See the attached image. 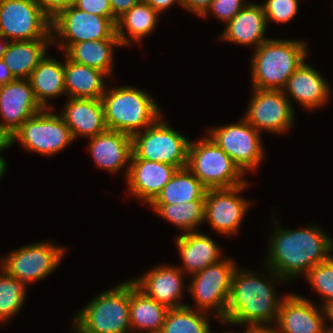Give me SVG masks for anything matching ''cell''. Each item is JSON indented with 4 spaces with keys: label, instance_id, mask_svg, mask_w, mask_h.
Segmentation results:
<instances>
[{
    "label": "cell",
    "instance_id": "25",
    "mask_svg": "<svg viewBox=\"0 0 333 333\" xmlns=\"http://www.w3.org/2000/svg\"><path fill=\"white\" fill-rule=\"evenodd\" d=\"M168 310L167 306L146 296L129 280L131 333H160Z\"/></svg>",
    "mask_w": 333,
    "mask_h": 333
},
{
    "label": "cell",
    "instance_id": "20",
    "mask_svg": "<svg viewBox=\"0 0 333 333\" xmlns=\"http://www.w3.org/2000/svg\"><path fill=\"white\" fill-rule=\"evenodd\" d=\"M88 139L89 153L92 155L96 166L113 174L120 172L122 167L127 166L126 178L132 155L131 135L107 129Z\"/></svg>",
    "mask_w": 333,
    "mask_h": 333
},
{
    "label": "cell",
    "instance_id": "40",
    "mask_svg": "<svg viewBox=\"0 0 333 333\" xmlns=\"http://www.w3.org/2000/svg\"><path fill=\"white\" fill-rule=\"evenodd\" d=\"M212 1L213 0H181L184 9L195 13L199 17L207 11Z\"/></svg>",
    "mask_w": 333,
    "mask_h": 333
},
{
    "label": "cell",
    "instance_id": "32",
    "mask_svg": "<svg viewBox=\"0 0 333 333\" xmlns=\"http://www.w3.org/2000/svg\"><path fill=\"white\" fill-rule=\"evenodd\" d=\"M153 210L168 222L185 232H196L204 221L205 200H195L181 204H149Z\"/></svg>",
    "mask_w": 333,
    "mask_h": 333
},
{
    "label": "cell",
    "instance_id": "39",
    "mask_svg": "<svg viewBox=\"0 0 333 333\" xmlns=\"http://www.w3.org/2000/svg\"><path fill=\"white\" fill-rule=\"evenodd\" d=\"M39 8L52 20L59 12L74 5L75 0H34Z\"/></svg>",
    "mask_w": 333,
    "mask_h": 333
},
{
    "label": "cell",
    "instance_id": "22",
    "mask_svg": "<svg viewBox=\"0 0 333 333\" xmlns=\"http://www.w3.org/2000/svg\"><path fill=\"white\" fill-rule=\"evenodd\" d=\"M226 25L219 38L226 42L252 45L256 49L269 39L264 36L267 21L262 4L248 3Z\"/></svg>",
    "mask_w": 333,
    "mask_h": 333
},
{
    "label": "cell",
    "instance_id": "15",
    "mask_svg": "<svg viewBox=\"0 0 333 333\" xmlns=\"http://www.w3.org/2000/svg\"><path fill=\"white\" fill-rule=\"evenodd\" d=\"M248 182L230 188L207 189L205 194L204 221L219 234L233 235L240 230L250 202L239 195Z\"/></svg>",
    "mask_w": 333,
    "mask_h": 333
},
{
    "label": "cell",
    "instance_id": "21",
    "mask_svg": "<svg viewBox=\"0 0 333 333\" xmlns=\"http://www.w3.org/2000/svg\"><path fill=\"white\" fill-rule=\"evenodd\" d=\"M62 110L60 116L74 140L78 136L94 137L107 130L101 99L69 98Z\"/></svg>",
    "mask_w": 333,
    "mask_h": 333
},
{
    "label": "cell",
    "instance_id": "16",
    "mask_svg": "<svg viewBox=\"0 0 333 333\" xmlns=\"http://www.w3.org/2000/svg\"><path fill=\"white\" fill-rule=\"evenodd\" d=\"M305 297L286 294L279 307L276 333H324L322 308Z\"/></svg>",
    "mask_w": 333,
    "mask_h": 333
},
{
    "label": "cell",
    "instance_id": "6",
    "mask_svg": "<svg viewBox=\"0 0 333 333\" xmlns=\"http://www.w3.org/2000/svg\"><path fill=\"white\" fill-rule=\"evenodd\" d=\"M187 168L207 188H230L246 183L245 174L209 136L190 141Z\"/></svg>",
    "mask_w": 333,
    "mask_h": 333
},
{
    "label": "cell",
    "instance_id": "30",
    "mask_svg": "<svg viewBox=\"0 0 333 333\" xmlns=\"http://www.w3.org/2000/svg\"><path fill=\"white\" fill-rule=\"evenodd\" d=\"M158 16L159 13L144 0L125 12L116 22V35L121 46L130 45V39L141 42L143 37L148 36L157 27Z\"/></svg>",
    "mask_w": 333,
    "mask_h": 333
},
{
    "label": "cell",
    "instance_id": "8",
    "mask_svg": "<svg viewBox=\"0 0 333 333\" xmlns=\"http://www.w3.org/2000/svg\"><path fill=\"white\" fill-rule=\"evenodd\" d=\"M236 262L226 257L217 263L207 266L192 275L187 290L192 295L196 310L212 311L219 321H224L229 299L232 278L237 269ZM209 310V311H208Z\"/></svg>",
    "mask_w": 333,
    "mask_h": 333
},
{
    "label": "cell",
    "instance_id": "14",
    "mask_svg": "<svg viewBox=\"0 0 333 333\" xmlns=\"http://www.w3.org/2000/svg\"><path fill=\"white\" fill-rule=\"evenodd\" d=\"M244 119L257 131L282 134L294 122V109L283 90L255 89Z\"/></svg>",
    "mask_w": 333,
    "mask_h": 333
},
{
    "label": "cell",
    "instance_id": "28",
    "mask_svg": "<svg viewBox=\"0 0 333 333\" xmlns=\"http://www.w3.org/2000/svg\"><path fill=\"white\" fill-rule=\"evenodd\" d=\"M34 96L43 109L52 108L47 102L65 93L64 62L45 57L34 68L28 78ZM49 105V106H48Z\"/></svg>",
    "mask_w": 333,
    "mask_h": 333
},
{
    "label": "cell",
    "instance_id": "47",
    "mask_svg": "<svg viewBox=\"0 0 333 333\" xmlns=\"http://www.w3.org/2000/svg\"><path fill=\"white\" fill-rule=\"evenodd\" d=\"M245 333H276L272 328L247 329Z\"/></svg>",
    "mask_w": 333,
    "mask_h": 333
},
{
    "label": "cell",
    "instance_id": "4",
    "mask_svg": "<svg viewBox=\"0 0 333 333\" xmlns=\"http://www.w3.org/2000/svg\"><path fill=\"white\" fill-rule=\"evenodd\" d=\"M107 129L129 135L153 125L162 115L148 92L137 87L106 88L102 98Z\"/></svg>",
    "mask_w": 333,
    "mask_h": 333
},
{
    "label": "cell",
    "instance_id": "48",
    "mask_svg": "<svg viewBox=\"0 0 333 333\" xmlns=\"http://www.w3.org/2000/svg\"><path fill=\"white\" fill-rule=\"evenodd\" d=\"M7 169V162L3 157H0V179Z\"/></svg>",
    "mask_w": 333,
    "mask_h": 333
},
{
    "label": "cell",
    "instance_id": "35",
    "mask_svg": "<svg viewBox=\"0 0 333 333\" xmlns=\"http://www.w3.org/2000/svg\"><path fill=\"white\" fill-rule=\"evenodd\" d=\"M304 277L324 299L321 304L333 301V255L311 268Z\"/></svg>",
    "mask_w": 333,
    "mask_h": 333
},
{
    "label": "cell",
    "instance_id": "36",
    "mask_svg": "<svg viewBox=\"0 0 333 333\" xmlns=\"http://www.w3.org/2000/svg\"><path fill=\"white\" fill-rule=\"evenodd\" d=\"M262 6L267 23H287L298 13L299 0H267Z\"/></svg>",
    "mask_w": 333,
    "mask_h": 333
},
{
    "label": "cell",
    "instance_id": "43",
    "mask_svg": "<svg viewBox=\"0 0 333 333\" xmlns=\"http://www.w3.org/2000/svg\"><path fill=\"white\" fill-rule=\"evenodd\" d=\"M13 144V136L12 134L0 124V152ZM0 157L1 153H0Z\"/></svg>",
    "mask_w": 333,
    "mask_h": 333
},
{
    "label": "cell",
    "instance_id": "49",
    "mask_svg": "<svg viewBox=\"0 0 333 333\" xmlns=\"http://www.w3.org/2000/svg\"><path fill=\"white\" fill-rule=\"evenodd\" d=\"M324 333H333V327H331V325L327 327V324L325 323Z\"/></svg>",
    "mask_w": 333,
    "mask_h": 333
},
{
    "label": "cell",
    "instance_id": "1",
    "mask_svg": "<svg viewBox=\"0 0 333 333\" xmlns=\"http://www.w3.org/2000/svg\"><path fill=\"white\" fill-rule=\"evenodd\" d=\"M275 224L277 226L270 237L268 257L264 262L286 282L300 274L306 275L315 265L332 256V237L321 231L319 226L288 230L282 229L277 220Z\"/></svg>",
    "mask_w": 333,
    "mask_h": 333
},
{
    "label": "cell",
    "instance_id": "27",
    "mask_svg": "<svg viewBox=\"0 0 333 333\" xmlns=\"http://www.w3.org/2000/svg\"><path fill=\"white\" fill-rule=\"evenodd\" d=\"M121 46L119 39H101L70 44L63 52L65 56L78 64L104 72L112 76L114 48Z\"/></svg>",
    "mask_w": 333,
    "mask_h": 333
},
{
    "label": "cell",
    "instance_id": "29",
    "mask_svg": "<svg viewBox=\"0 0 333 333\" xmlns=\"http://www.w3.org/2000/svg\"><path fill=\"white\" fill-rule=\"evenodd\" d=\"M52 39L9 42L3 56L15 79H28L34 68L45 57Z\"/></svg>",
    "mask_w": 333,
    "mask_h": 333
},
{
    "label": "cell",
    "instance_id": "23",
    "mask_svg": "<svg viewBox=\"0 0 333 333\" xmlns=\"http://www.w3.org/2000/svg\"><path fill=\"white\" fill-rule=\"evenodd\" d=\"M329 87L321 73L304 61L289 77L283 91L286 97L290 95L303 107L315 109L328 101Z\"/></svg>",
    "mask_w": 333,
    "mask_h": 333
},
{
    "label": "cell",
    "instance_id": "18",
    "mask_svg": "<svg viewBox=\"0 0 333 333\" xmlns=\"http://www.w3.org/2000/svg\"><path fill=\"white\" fill-rule=\"evenodd\" d=\"M174 165L131 158L126 177L128 194L150 204L177 171Z\"/></svg>",
    "mask_w": 333,
    "mask_h": 333
},
{
    "label": "cell",
    "instance_id": "12",
    "mask_svg": "<svg viewBox=\"0 0 333 333\" xmlns=\"http://www.w3.org/2000/svg\"><path fill=\"white\" fill-rule=\"evenodd\" d=\"M208 130V136L221 147L244 174L256 171L265 157L261 132L244 118L237 123Z\"/></svg>",
    "mask_w": 333,
    "mask_h": 333
},
{
    "label": "cell",
    "instance_id": "5",
    "mask_svg": "<svg viewBox=\"0 0 333 333\" xmlns=\"http://www.w3.org/2000/svg\"><path fill=\"white\" fill-rule=\"evenodd\" d=\"M76 333H130L129 280L105 290L76 313Z\"/></svg>",
    "mask_w": 333,
    "mask_h": 333
},
{
    "label": "cell",
    "instance_id": "31",
    "mask_svg": "<svg viewBox=\"0 0 333 333\" xmlns=\"http://www.w3.org/2000/svg\"><path fill=\"white\" fill-rule=\"evenodd\" d=\"M207 188L187 168H180L150 204H181L205 200Z\"/></svg>",
    "mask_w": 333,
    "mask_h": 333
},
{
    "label": "cell",
    "instance_id": "24",
    "mask_svg": "<svg viewBox=\"0 0 333 333\" xmlns=\"http://www.w3.org/2000/svg\"><path fill=\"white\" fill-rule=\"evenodd\" d=\"M176 245L183 263V273L194 275L221 259V249L209 235L196 232L182 233Z\"/></svg>",
    "mask_w": 333,
    "mask_h": 333
},
{
    "label": "cell",
    "instance_id": "17",
    "mask_svg": "<svg viewBox=\"0 0 333 333\" xmlns=\"http://www.w3.org/2000/svg\"><path fill=\"white\" fill-rule=\"evenodd\" d=\"M43 108L37 102L28 79H15L0 86V124L13 134L25 120Z\"/></svg>",
    "mask_w": 333,
    "mask_h": 333
},
{
    "label": "cell",
    "instance_id": "3",
    "mask_svg": "<svg viewBox=\"0 0 333 333\" xmlns=\"http://www.w3.org/2000/svg\"><path fill=\"white\" fill-rule=\"evenodd\" d=\"M307 43L268 39L255 49L251 62L252 87L283 90L289 77L306 61Z\"/></svg>",
    "mask_w": 333,
    "mask_h": 333
},
{
    "label": "cell",
    "instance_id": "7",
    "mask_svg": "<svg viewBox=\"0 0 333 333\" xmlns=\"http://www.w3.org/2000/svg\"><path fill=\"white\" fill-rule=\"evenodd\" d=\"M161 116L153 125L131 136V158L187 167L190 140L163 121Z\"/></svg>",
    "mask_w": 333,
    "mask_h": 333
},
{
    "label": "cell",
    "instance_id": "26",
    "mask_svg": "<svg viewBox=\"0 0 333 333\" xmlns=\"http://www.w3.org/2000/svg\"><path fill=\"white\" fill-rule=\"evenodd\" d=\"M64 82L68 98L101 99L106 91L104 72L69 60L64 55Z\"/></svg>",
    "mask_w": 333,
    "mask_h": 333
},
{
    "label": "cell",
    "instance_id": "33",
    "mask_svg": "<svg viewBox=\"0 0 333 333\" xmlns=\"http://www.w3.org/2000/svg\"><path fill=\"white\" fill-rule=\"evenodd\" d=\"M206 316L190 305L169 309L160 333H212Z\"/></svg>",
    "mask_w": 333,
    "mask_h": 333
},
{
    "label": "cell",
    "instance_id": "37",
    "mask_svg": "<svg viewBox=\"0 0 333 333\" xmlns=\"http://www.w3.org/2000/svg\"><path fill=\"white\" fill-rule=\"evenodd\" d=\"M247 4L248 2H244V0H213L201 17L205 18L210 11L215 17L227 24Z\"/></svg>",
    "mask_w": 333,
    "mask_h": 333
},
{
    "label": "cell",
    "instance_id": "41",
    "mask_svg": "<svg viewBox=\"0 0 333 333\" xmlns=\"http://www.w3.org/2000/svg\"><path fill=\"white\" fill-rule=\"evenodd\" d=\"M142 0H110L113 16L118 19Z\"/></svg>",
    "mask_w": 333,
    "mask_h": 333
},
{
    "label": "cell",
    "instance_id": "46",
    "mask_svg": "<svg viewBox=\"0 0 333 333\" xmlns=\"http://www.w3.org/2000/svg\"><path fill=\"white\" fill-rule=\"evenodd\" d=\"M3 39L5 40L6 38H4V37H2V36H0V60H2L3 59V56H4V54H5V52H6V49H7V46H8V44H9V40H5V41H3ZM2 41V42H1ZM4 42V43H3Z\"/></svg>",
    "mask_w": 333,
    "mask_h": 333
},
{
    "label": "cell",
    "instance_id": "42",
    "mask_svg": "<svg viewBox=\"0 0 333 333\" xmlns=\"http://www.w3.org/2000/svg\"><path fill=\"white\" fill-rule=\"evenodd\" d=\"M147 4H149L154 10H156L159 14L163 11L169 9L174 3H179L182 6L181 0H144Z\"/></svg>",
    "mask_w": 333,
    "mask_h": 333
},
{
    "label": "cell",
    "instance_id": "2",
    "mask_svg": "<svg viewBox=\"0 0 333 333\" xmlns=\"http://www.w3.org/2000/svg\"><path fill=\"white\" fill-rule=\"evenodd\" d=\"M271 277L260 278L257 274L237 269L232 278L224 323L244 325L247 329L272 328L276 323L283 298L276 297L275 280L285 282L269 267ZM275 278V279H274ZM266 281H265V280ZM270 279V280H269ZM267 325V326H266Z\"/></svg>",
    "mask_w": 333,
    "mask_h": 333
},
{
    "label": "cell",
    "instance_id": "13",
    "mask_svg": "<svg viewBox=\"0 0 333 333\" xmlns=\"http://www.w3.org/2000/svg\"><path fill=\"white\" fill-rule=\"evenodd\" d=\"M56 246L53 242L25 245L2 258L0 265L8 275L26 285L36 283L59 266L66 249Z\"/></svg>",
    "mask_w": 333,
    "mask_h": 333
},
{
    "label": "cell",
    "instance_id": "44",
    "mask_svg": "<svg viewBox=\"0 0 333 333\" xmlns=\"http://www.w3.org/2000/svg\"><path fill=\"white\" fill-rule=\"evenodd\" d=\"M15 78L13 77L10 69L5 64L4 60H0V86L5 85L11 81H14Z\"/></svg>",
    "mask_w": 333,
    "mask_h": 333
},
{
    "label": "cell",
    "instance_id": "10",
    "mask_svg": "<svg viewBox=\"0 0 333 333\" xmlns=\"http://www.w3.org/2000/svg\"><path fill=\"white\" fill-rule=\"evenodd\" d=\"M51 36L52 43L56 42V38L62 39H58L62 52L77 42L119 39L116 23L111 18L89 14L74 5L62 10L51 20Z\"/></svg>",
    "mask_w": 333,
    "mask_h": 333
},
{
    "label": "cell",
    "instance_id": "9",
    "mask_svg": "<svg viewBox=\"0 0 333 333\" xmlns=\"http://www.w3.org/2000/svg\"><path fill=\"white\" fill-rule=\"evenodd\" d=\"M52 108L42 109L25 120L12 134L13 144L20 142L24 149L45 156H52L65 149L74 140L70 128Z\"/></svg>",
    "mask_w": 333,
    "mask_h": 333
},
{
    "label": "cell",
    "instance_id": "45",
    "mask_svg": "<svg viewBox=\"0 0 333 333\" xmlns=\"http://www.w3.org/2000/svg\"><path fill=\"white\" fill-rule=\"evenodd\" d=\"M321 308H322V312L324 313L323 315L325 316L324 320L329 318L333 324V301L322 304ZM332 327H333V325H332Z\"/></svg>",
    "mask_w": 333,
    "mask_h": 333
},
{
    "label": "cell",
    "instance_id": "38",
    "mask_svg": "<svg viewBox=\"0 0 333 333\" xmlns=\"http://www.w3.org/2000/svg\"><path fill=\"white\" fill-rule=\"evenodd\" d=\"M74 6L89 14L111 18L115 23L117 22L112 13L110 0H75Z\"/></svg>",
    "mask_w": 333,
    "mask_h": 333
},
{
    "label": "cell",
    "instance_id": "19",
    "mask_svg": "<svg viewBox=\"0 0 333 333\" xmlns=\"http://www.w3.org/2000/svg\"><path fill=\"white\" fill-rule=\"evenodd\" d=\"M183 276L180 267L159 265L131 281L146 296L172 309L186 305L180 301L184 289Z\"/></svg>",
    "mask_w": 333,
    "mask_h": 333
},
{
    "label": "cell",
    "instance_id": "11",
    "mask_svg": "<svg viewBox=\"0 0 333 333\" xmlns=\"http://www.w3.org/2000/svg\"><path fill=\"white\" fill-rule=\"evenodd\" d=\"M0 36L10 42L52 39L51 19L34 0H0Z\"/></svg>",
    "mask_w": 333,
    "mask_h": 333
},
{
    "label": "cell",
    "instance_id": "34",
    "mask_svg": "<svg viewBox=\"0 0 333 333\" xmlns=\"http://www.w3.org/2000/svg\"><path fill=\"white\" fill-rule=\"evenodd\" d=\"M26 286L20 279L8 275L1 267L0 322H7L22 309L27 293Z\"/></svg>",
    "mask_w": 333,
    "mask_h": 333
}]
</instances>
